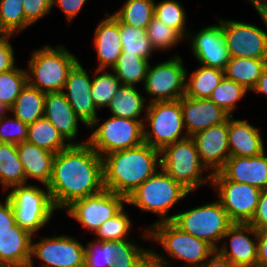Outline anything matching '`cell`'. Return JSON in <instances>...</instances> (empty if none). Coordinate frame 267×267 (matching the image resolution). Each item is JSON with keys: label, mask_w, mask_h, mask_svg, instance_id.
Instances as JSON below:
<instances>
[{"label": "cell", "mask_w": 267, "mask_h": 267, "mask_svg": "<svg viewBox=\"0 0 267 267\" xmlns=\"http://www.w3.org/2000/svg\"><path fill=\"white\" fill-rule=\"evenodd\" d=\"M47 187L57 210L102 192V157L88 143L70 144L55 154Z\"/></svg>", "instance_id": "obj_1"}, {"label": "cell", "mask_w": 267, "mask_h": 267, "mask_svg": "<svg viewBox=\"0 0 267 267\" xmlns=\"http://www.w3.org/2000/svg\"><path fill=\"white\" fill-rule=\"evenodd\" d=\"M105 190L127 198L161 166L160 150L141 145L102 156Z\"/></svg>", "instance_id": "obj_2"}, {"label": "cell", "mask_w": 267, "mask_h": 267, "mask_svg": "<svg viewBox=\"0 0 267 267\" xmlns=\"http://www.w3.org/2000/svg\"><path fill=\"white\" fill-rule=\"evenodd\" d=\"M78 62L62 44L54 48L45 45L32 53L26 70L27 83L44 93L62 92L69 72Z\"/></svg>", "instance_id": "obj_3"}, {"label": "cell", "mask_w": 267, "mask_h": 267, "mask_svg": "<svg viewBox=\"0 0 267 267\" xmlns=\"http://www.w3.org/2000/svg\"><path fill=\"white\" fill-rule=\"evenodd\" d=\"M191 193L160 168L138 186L127 198L126 203L137 206L141 212L157 214L155 223L172 221L170 209Z\"/></svg>", "instance_id": "obj_4"}, {"label": "cell", "mask_w": 267, "mask_h": 267, "mask_svg": "<svg viewBox=\"0 0 267 267\" xmlns=\"http://www.w3.org/2000/svg\"><path fill=\"white\" fill-rule=\"evenodd\" d=\"M160 168L190 192L209 184L210 172L201 162L194 139L190 136L166 145L160 150ZM209 171L203 177V171Z\"/></svg>", "instance_id": "obj_5"}, {"label": "cell", "mask_w": 267, "mask_h": 267, "mask_svg": "<svg viewBox=\"0 0 267 267\" xmlns=\"http://www.w3.org/2000/svg\"><path fill=\"white\" fill-rule=\"evenodd\" d=\"M148 226L142 238L157 241L173 259L184 261L182 267H200L215 251L211 245L181 231L171 221Z\"/></svg>", "instance_id": "obj_6"}, {"label": "cell", "mask_w": 267, "mask_h": 267, "mask_svg": "<svg viewBox=\"0 0 267 267\" xmlns=\"http://www.w3.org/2000/svg\"><path fill=\"white\" fill-rule=\"evenodd\" d=\"M7 194L13 207L15 223L31 235L50 222L57 210L47 186L45 190L33 184L16 185Z\"/></svg>", "instance_id": "obj_7"}, {"label": "cell", "mask_w": 267, "mask_h": 267, "mask_svg": "<svg viewBox=\"0 0 267 267\" xmlns=\"http://www.w3.org/2000/svg\"><path fill=\"white\" fill-rule=\"evenodd\" d=\"M171 216V222L181 231L205 241L215 250L233 224L218 200Z\"/></svg>", "instance_id": "obj_8"}, {"label": "cell", "mask_w": 267, "mask_h": 267, "mask_svg": "<svg viewBox=\"0 0 267 267\" xmlns=\"http://www.w3.org/2000/svg\"><path fill=\"white\" fill-rule=\"evenodd\" d=\"M144 142L161 150L166 145L188 137L184 130L180 99L146 104ZM149 124V129L146 127ZM183 132V133H182Z\"/></svg>", "instance_id": "obj_9"}, {"label": "cell", "mask_w": 267, "mask_h": 267, "mask_svg": "<svg viewBox=\"0 0 267 267\" xmlns=\"http://www.w3.org/2000/svg\"><path fill=\"white\" fill-rule=\"evenodd\" d=\"M92 130L87 143L102 157L144 142V121L111 116Z\"/></svg>", "instance_id": "obj_10"}, {"label": "cell", "mask_w": 267, "mask_h": 267, "mask_svg": "<svg viewBox=\"0 0 267 267\" xmlns=\"http://www.w3.org/2000/svg\"><path fill=\"white\" fill-rule=\"evenodd\" d=\"M186 72L183 59L178 54L154 66L149 64L143 84L145 92L152 97L147 104L182 98L185 95Z\"/></svg>", "instance_id": "obj_11"}, {"label": "cell", "mask_w": 267, "mask_h": 267, "mask_svg": "<svg viewBox=\"0 0 267 267\" xmlns=\"http://www.w3.org/2000/svg\"><path fill=\"white\" fill-rule=\"evenodd\" d=\"M218 201L233 223H249L253 218L262 190L246 183L227 180L219 171L212 173L211 182Z\"/></svg>", "instance_id": "obj_12"}, {"label": "cell", "mask_w": 267, "mask_h": 267, "mask_svg": "<svg viewBox=\"0 0 267 267\" xmlns=\"http://www.w3.org/2000/svg\"><path fill=\"white\" fill-rule=\"evenodd\" d=\"M126 198L112 191L102 192L74 201L65 211L86 230L94 231L124 208Z\"/></svg>", "instance_id": "obj_13"}, {"label": "cell", "mask_w": 267, "mask_h": 267, "mask_svg": "<svg viewBox=\"0 0 267 267\" xmlns=\"http://www.w3.org/2000/svg\"><path fill=\"white\" fill-rule=\"evenodd\" d=\"M31 241V260L28 267H34L33 258L41 260L43 267H84L85 245L67 236L45 237Z\"/></svg>", "instance_id": "obj_14"}, {"label": "cell", "mask_w": 267, "mask_h": 267, "mask_svg": "<svg viewBox=\"0 0 267 267\" xmlns=\"http://www.w3.org/2000/svg\"><path fill=\"white\" fill-rule=\"evenodd\" d=\"M223 34L230 57L267 59V32L250 23L223 20Z\"/></svg>", "instance_id": "obj_15"}, {"label": "cell", "mask_w": 267, "mask_h": 267, "mask_svg": "<svg viewBox=\"0 0 267 267\" xmlns=\"http://www.w3.org/2000/svg\"><path fill=\"white\" fill-rule=\"evenodd\" d=\"M217 20L218 25L202 28L194 36L190 32L186 40L191 41L193 56L200 65L224 71L230 55L223 34V19Z\"/></svg>", "instance_id": "obj_16"}, {"label": "cell", "mask_w": 267, "mask_h": 267, "mask_svg": "<svg viewBox=\"0 0 267 267\" xmlns=\"http://www.w3.org/2000/svg\"><path fill=\"white\" fill-rule=\"evenodd\" d=\"M92 80L87 69L78 62L69 72L62 92L67 101L86 127H95L99 124L97 108L91 96Z\"/></svg>", "instance_id": "obj_17"}, {"label": "cell", "mask_w": 267, "mask_h": 267, "mask_svg": "<svg viewBox=\"0 0 267 267\" xmlns=\"http://www.w3.org/2000/svg\"><path fill=\"white\" fill-rule=\"evenodd\" d=\"M250 234L253 236H249ZM226 238L229 242L222 243L217 249L222 256L235 267H257V230L252 225L233 223L222 240L225 241Z\"/></svg>", "instance_id": "obj_18"}, {"label": "cell", "mask_w": 267, "mask_h": 267, "mask_svg": "<svg viewBox=\"0 0 267 267\" xmlns=\"http://www.w3.org/2000/svg\"><path fill=\"white\" fill-rule=\"evenodd\" d=\"M192 138L201 162L212 173L218 172L230 157L228 120L197 132Z\"/></svg>", "instance_id": "obj_19"}, {"label": "cell", "mask_w": 267, "mask_h": 267, "mask_svg": "<svg viewBox=\"0 0 267 267\" xmlns=\"http://www.w3.org/2000/svg\"><path fill=\"white\" fill-rule=\"evenodd\" d=\"M180 105L183 125L187 135L190 137L213 125L226 122L230 117L209 98L196 99L184 95L180 98Z\"/></svg>", "instance_id": "obj_20"}, {"label": "cell", "mask_w": 267, "mask_h": 267, "mask_svg": "<svg viewBox=\"0 0 267 267\" xmlns=\"http://www.w3.org/2000/svg\"><path fill=\"white\" fill-rule=\"evenodd\" d=\"M266 151L252 157L230 156L219 172L227 179L246 183L261 190L267 189Z\"/></svg>", "instance_id": "obj_21"}, {"label": "cell", "mask_w": 267, "mask_h": 267, "mask_svg": "<svg viewBox=\"0 0 267 267\" xmlns=\"http://www.w3.org/2000/svg\"><path fill=\"white\" fill-rule=\"evenodd\" d=\"M43 117L49 120L69 144L87 143L74 141L78 136V122L83 123L76 115L63 92L46 93Z\"/></svg>", "instance_id": "obj_22"}, {"label": "cell", "mask_w": 267, "mask_h": 267, "mask_svg": "<svg viewBox=\"0 0 267 267\" xmlns=\"http://www.w3.org/2000/svg\"><path fill=\"white\" fill-rule=\"evenodd\" d=\"M94 46L98 57L97 69L112 68L122 53L120 21L113 15L102 19L95 29Z\"/></svg>", "instance_id": "obj_23"}, {"label": "cell", "mask_w": 267, "mask_h": 267, "mask_svg": "<svg viewBox=\"0 0 267 267\" xmlns=\"http://www.w3.org/2000/svg\"><path fill=\"white\" fill-rule=\"evenodd\" d=\"M260 132L258 127L247 121L230 116L228 119L230 156L252 157L263 153L265 145Z\"/></svg>", "instance_id": "obj_24"}, {"label": "cell", "mask_w": 267, "mask_h": 267, "mask_svg": "<svg viewBox=\"0 0 267 267\" xmlns=\"http://www.w3.org/2000/svg\"><path fill=\"white\" fill-rule=\"evenodd\" d=\"M32 236L16 223L10 231L0 233V263L4 267H28Z\"/></svg>", "instance_id": "obj_25"}, {"label": "cell", "mask_w": 267, "mask_h": 267, "mask_svg": "<svg viewBox=\"0 0 267 267\" xmlns=\"http://www.w3.org/2000/svg\"><path fill=\"white\" fill-rule=\"evenodd\" d=\"M17 150L25 171L26 184L29 178H33L47 186L51 179L55 154L27 141L17 144Z\"/></svg>", "instance_id": "obj_26"}, {"label": "cell", "mask_w": 267, "mask_h": 267, "mask_svg": "<svg viewBox=\"0 0 267 267\" xmlns=\"http://www.w3.org/2000/svg\"><path fill=\"white\" fill-rule=\"evenodd\" d=\"M138 91L136 86L122 85L108 106L111 116L145 121L140 116L144 109L147 110L148 106H144L147 101Z\"/></svg>", "instance_id": "obj_27"}, {"label": "cell", "mask_w": 267, "mask_h": 267, "mask_svg": "<svg viewBox=\"0 0 267 267\" xmlns=\"http://www.w3.org/2000/svg\"><path fill=\"white\" fill-rule=\"evenodd\" d=\"M45 97L46 93L27 83L10 108V113L23 123H34L43 117Z\"/></svg>", "instance_id": "obj_28"}, {"label": "cell", "mask_w": 267, "mask_h": 267, "mask_svg": "<svg viewBox=\"0 0 267 267\" xmlns=\"http://www.w3.org/2000/svg\"><path fill=\"white\" fill-rule=\"evenodd\" d=\"M266 66L267 59L230 57L224 76L252 91Z\"/></svg>", "instance_id": "obj_29"}, {"label": "cell", "mask_w": 267, "mask_h": 267, "mask_svg": "<svg viewBox=\"0 0 267 267\" xmlns=\"http://www.w3.org/2000/svg\"><path fill=\"white\" fill-rule=\"evenodd\" d=\"M0 183L5 191L16 185L26 184L17 144L0 142Z\"/></svg>", "instance_id": "obj_30"}, {"label": "cell", "mask_w": 267, "mask_h": 267, "mask_svg": "<svg viewBox=\"0 0 267 267\" xmlns=\"http://www.w3.org/2000/svg\"><path fill=\"white\" fill-rule=\"evenodd\" d=\"M187 74L186 72L185 95L196 99L209 98L224 77L223 70L204 65L191 72L190 77Z\"/></svg>", "instance_id": "obj_31"}, {"label": "cell", "mask_w": 267, "mask_h": 267, "mask_svg": "<svg viewBox=\"0 0 267 267\" xmlns=\"http://www.w3.org/2000/svg\"><path fill=\"white\" fill-rule=\"evenodd\" d=\"M27 142L54 154L66 149L70 145L65 143L67 141L45 117L28 125Z\"/></svg>", "instance_id": "obj_32"}, {"label": "cell", "mask_w": 267, "mask_h": 267, "mask_svg": "<svg viewBox=\"0 0 267 267\" xmlns=\"http://www.w3.org/2000/svg\"><path fill=\"white\" fill-rule=\"evenodd\" d=\"M111 267H151V248H143L131 239L113 241Z\"/></svg>", "instance_id": "obj_33"}, {"label": "cell", "mask_w": 267, "mask_h": 267, "mask_svg": "<svg viewBox=\"0 0 267 267\" xmlns=\"http://www.w3.org/2000/svg\"><path fill=\"white\" fill-rule=\"evenodd\" d=\"M148 67L149 60L122 51L112 71L123 85L137 86L140 82L144 84Z\"/></svg>", "instance_id": "obj_34"}, {"label": "cell", "mask_w": 267, "mask_h": 267, "mask_svg": "<svg viewBox=\"0 0 267 267\" xmlns=\"http://www.w3.org/2000/svg\"><path fill=\"white\" fill-rule=\"evenodd\" d=\"M155 0H127L113 15L123 24L146 29L154 18Z\"/></svg>", "instance_id": "obj_35"}, {"label": "cell", "mask_w": 267, "mask_h": 267, "mask_svg": "<svg viewBox=\"0 0 267 267\" xmlns=\"http://www.w3.org/2000/svg\"><path fill=\"white\" fill-rule=\"evenodd\" d=\"M92 79L91 96L96 108L108 107L114 95L123 85L116 76V73L106 71V69H97Z\"/></svg>", "instance_id": "obj_36"}, {"label": "cell", "mask_w": 267, "mask_h": 267, "mask_svg": "<svg viewBox=\"0 0 267 267\" xmlns=\"http://www.w3.org/2000/svg\"><path fill=\"white\" fill-rule=\"evenodd\" d=\"M120 41L122 51L140 56L149 60L155 52L151 41L148 39L146 29L128 26L120 22Z\"/></svg>", "instance_id": "obj_37"}, {"label": "cell", "mask_w": 267, "mask_h": 267, "mask_svg": "<svg viewBox=\"0 0 267 267\" xmlns=\"http://www.w3.org/2000/svg\"><path fill=\"white\" fill-rule=\"evenodd\" d=\"M154 17L175 29L185 40L190 33L185 28L186 12L179 1L162 0L155 3Z\"/></svg>", "instance_id": "obj_38"}, {"label": "cell", "mask_w": 267, "mask_h": 267, "mask_svg": "<svg viewBox=\"0 0 267 267\" xmlns=\"http://www.w3.org/2000/svg\"><path fill=\"white\" fill-rule=\"evenodd\" d=\"M248 91L235 81L226 78L225 76L212 91L209 99L222 108L227 114L233 116L232 112L237 107L238 101L243 98Z\"/></svg>", "instance_id": "obj_39"}, {"label": "cell", "mask_w": 267, "mask_h": 267, "mask_svg": "<svg viewBox=\"0 0 267 267\" xmlns=\"http://www.w3.org/2000/svg\"><path fill=\"white\" fill-rule=\"evenodd\" d=\"M131 228L132 221L123 208L113 218L102 223V225L94 231L96 235L95 241L102 242L130 239L128 237Z\"/></svg>", "instance_id": "obj_40"}, {"label": "cell", "mask_w": 267, "mask_h": 267, "mask_svg": "<svg viewBox=\"0 0 267 267\" xmlns=\"http://www.w3.org/2000/svg\"><path fill=\"white\" fill-rule=\"evenodd\" d=\"M146 34L154 50L170 49L185 39L173 28L154 17L146 28Z\"/></svg>", "instance_id": "obj_41"}, {"label": "cell", "mask_w": 267, "mask_h": 267, "mask_svg": "<svg viewBox=\"0 0 267 267\" xmlns=\"http://www.w3.org/2000/svg\"><path fill=\"white\" fill-rule=\"evenodd\" d=\"M26 84L27 72L21 68L0 73V101L11 108Z\"/></svg>", "instance_id": "obj_42"}, {"label": "cell", "mask_w": 267, "mask_h": 267, "mask_svg": "<svg viewBox=\"0 0 267 267\" xmlns=\"http://www.w3.org/2000/svg\"><path fill=\"white\" fill-rule=\"evenodd\" d=\"M0 19L13 36L31 25L24 16L23 0H0Z\"/></svg>", "instance_id": "obj_43"}, {"label": "cell", "mask_w": 267, "mask_h": 267, "mask_svg": "<svg viewBox=\"0 0 267 267\" xmlns=\"http://www.w3.org/2000/svg\"><path fill=\"white\" fill-rule=\"evenodd\" d=\"M113 262V241L94 240L85 246L84 267H111Z\"/></svg>", "instance_id": "obj_44"}, {"label": "cell", "mask_w": 267, "mask_h": 267, "mask_svg": "<svg viewBox=\"0 0 267 267\" xmlns=\"http://www.w3.org/2000/svg\"><path fill=\"white\" fill-rule=\"evenodd\" d=\"M28 137V124L18 118L3 117L0 120V142L19 144L26 142Z\"/></svg>", "instance_id": "obj_45"}, {"label": "cell", "mask_w": 267, "mask_h": 267, "mask_svg": "<svg viewBox=\"0 0 267 267\" xmlns=\"http://www.w3.org/2000/svg\"><path fill=\"white\" fill-rule=\"evenodd\" d=\"M52 7V0H23L24 16L31 25L47 15Z\"/></svg>", "instance_id": "obj_46"}, {"label": "cell", "mask_w": 267, "mask_h": 267, "mask_svg": "<svg viewBox=\"0 0 267 267\" xmlns=\"http://www.w3.org/2000/svg\"><path fill=\"white\" fill-rule=\"evenodd\" d=\"M11 37L12 34L0 42V73L16 68L14 48L9 42Z\"/></svg>", "instance_id": "obj_47"}, {"label": "cell", "mask_w": 267, "mask_h": 267, "mask_svg": "<svg viewBox=\"0 0 267 267\" xmlns=\"http://www.w3.org/2000/svg\"><path fill=\"white\" fill-rule=\"evenodd\" d=\"M249 224L256 230H263L267 228V189L262 190L257 203L256 212Z\"/></svg>", "instance_id": "obj_48"}, {"label": "cell", "mask_w": 267, "mask_h": 267, "mask_svg": "<svg viewBox=\"0 0 267 267\" xmlns=\"http://www.w3.org/2000/svg\"><path fill=\"white\" fill-rule=\"evenodd\" d=\"M5 201H0V233L10 231L15 224V216L10 199L5 196Z\"/></svg>", "instance_id": "obj_49"}, {"label": "cell", "mask_w": 267, "mask_h": 267, "mask_svg": "<svg viewBox=\"0 0 267 267\" xmlns=\"http://www.w3.org/2000/svg\"><path fill=\"white\" fill-rule=\"evenodd\" d=\"M86 1L87 0H52V5H57L59 9L64 12L66 19L71 21L80 13Z\"/></svg>", "instance_id": "obj_50"}, {"label": "cell", "mask_w": 267, "mask_h": 267, "mask_svg": "<svg viewBox=\"0 0 267 267\" xmlns=\"http://www.w3.org/2000/svg\"><path fill=\"white\" fill-rule=\"evenodd\" d=\"M257 267H267V228L257 230Z\"/></svg>", "instance_id": "obj_51"}, {"label": "cell", "mask_w": 267, "mask_h": 267, "mask_svg": "<svg viewBox=\"0 0 267 267\" xmlns=\"http://www.w3.org/2000/svg\"><path fill=\"white\" fill-rule=\"evenodd\" d=\"M200 267H235L227 258L217 250Z\"/></svg>", "instance_id": "obj_52"}, {"label": "cell", "mask_w": 267, "mask_h": 267, "mask_svg": "<svg viewBox=\"0 0 267 267\" xmlns=\"http://www.w3.org/2000/svg\"><path fill=\"white\" fill-rule=\"evenodd\" d=\"M252 91L267 96V66L262 71L261 77L258 79Z\"/></svg>", "instance_id": "obj_53"}, {"label": "cell", "mask_w": 267, "mask_h": 267, "mask_svg": "<svg viewBox=\"0 0 267 267\" xmlns=\"http://www.w3.org/2000/svg\"><path fill=\"white\" fill-rule=\"evenodd\" d=\"M151 267H171V264L162 254L151 249Z\"/></svg>", "instance_id": "obj_54"}, {"label": "cell", "mask_w": 267, "mask_h": 267, "mask_svg": "<svg viewBox=\"0 0 267 267\" xmlns=\"http://www.w3.org/2000/svg\"><path fill=\"white\" fill-rule=\"evenodd\" d=\"M252 5L263 20V24L267 27V7L261 1L253 3Z\"/></svg>", "instance_id": "obj_55"}, {"label": "cell", "mask_w": 267, "mask_h": 267, "mask_svg": "<svg viewBox=\"0 0 267 267\" xmlns=\"http://www.w3.org/2000/svg\"><path fill=\"white\" fill-rule=\"evenodd\" d=\"M11 34L8 32V30L3 26L1 19H0V42L4 41L6 38H8Z\"/></svg>", "instance_id": "obj_56"}, {"label": "cell", "mask_w": 267, "mask_h": 267, "mask_svg": "<svg viewBox=\"0 0 267 267\" xmlns=\"http://www.w3.org/2000/svg\"><path fill=\"white\" fill-rule=\"evenodd\" d=\"M7 112H10V108L0 101V120L7 116Z\"/></svg>", "instance_id": "obj_57"}, {"label": "cell", "mask_w": 267, "mask_h": 267, "mask_svg": "<svg viewBox=\"0 0 267 267\" xmlns=\"http://www.w3.org/2000/svg\"><path fill=\"white\" fill-rule=\"evenodd\" d=\"M249 1H250L251 4H253V3L259 2L261 0H249Z\"/></svg>", "instance_id": "obj_58"}, {"label": "cell", "mask_w": 267, "mask_h": 267, "mask_svg": "<svg viewBox=\"0 0 267 267\" xmlns=\"http://www.w3.org/2000/svg\"><path fill=\"white\" fill-rule=\"evenodd\" d=\"M261 2L267 7V0H261Z\"/></svg>", "instance_id": "obj_59"}]
</instances>
